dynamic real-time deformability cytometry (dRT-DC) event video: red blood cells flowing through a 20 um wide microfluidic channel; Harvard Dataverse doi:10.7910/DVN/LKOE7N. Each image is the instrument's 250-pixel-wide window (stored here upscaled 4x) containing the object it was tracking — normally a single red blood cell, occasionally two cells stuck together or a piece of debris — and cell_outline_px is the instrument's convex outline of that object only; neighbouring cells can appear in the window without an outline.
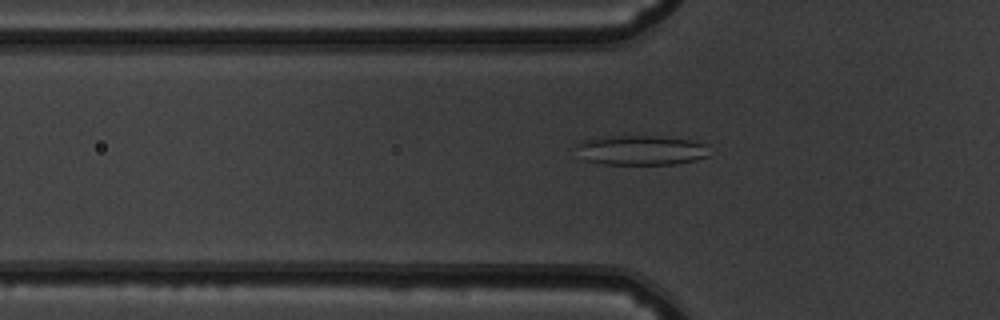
{"species": "common noctule bat (a hibernating species)", "species_latin": "Nyctalus noctula", "temperature_condition": "warm", "stored_images_in_passage": 53, "camera_frame_rate_fps": 3000, "um_per_image_px": 0.085, "animal": {"sex": "male", "body_mass_g": 19.5, "forearm_length_mm": 54.6}, "frame": {"image": 1, "passage_image": 18, "time_ms": 5.667, "image_size_px": [1000, 320], "cell_outline_px": [[708, 156], [692, 160], [672, 164], [604, 164], [584, 160], [576, 144], [584, 140], [612, 136], [656, 136], [688, 140], [708, 144]], "centroid_in_image_um": [54.5, 12.77], "position_along_channel_um": 71.3, "area_um2": 22.66}}
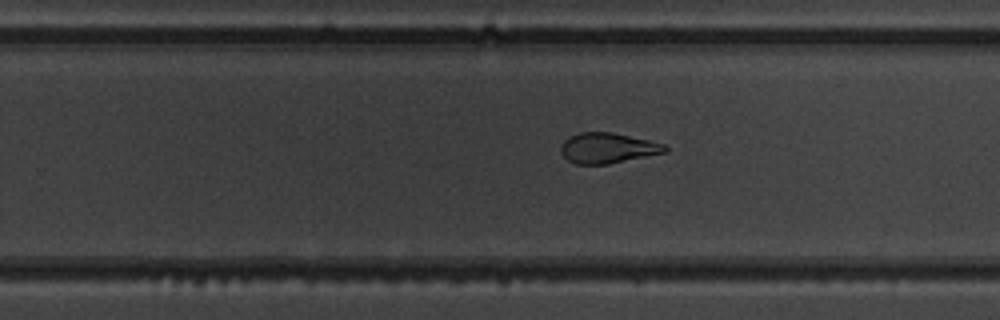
{"frame": {"image": 2, "passage_image": 34, "time_ms": 11.0, "image_size_px": [1000, 320], "cell_outline_px": [[668, 152], [608, 164], [576, 164], [568, 160], [560, 152], [560, 148], [564, 140], [568, 136], [580, 132], [612, 132], [648, 140], [664, 144], [668, 148]], "centroid_in_image_um": [51.64, 12.58], "position_along_channel_um": 278.2, "area_um2": 18.5}}
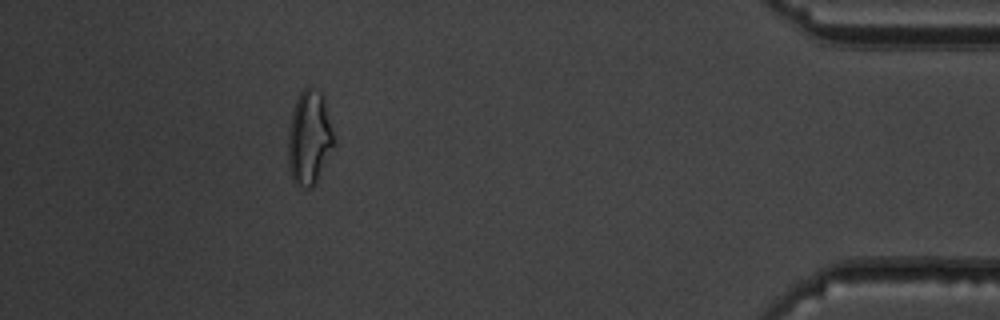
{"frame": {"image": 3, "passage_image": 48, "time_ms": 15.667, "image_size_px": [1000, 320], "cell_outline_px": [[336, 144], [312, 188], [308, 188], [296, 184], [292, 180], [288, 164], [288, 132], [292, 112], [296, 100], [300, 92], [308, 84], [312, 84], [324, 96], [336, 140]], "centroid_in_image_um": [26.31, 11.66], "position_along_channel_um": 408.9, "area_um2": 25.66}, "authors_computed_cell_mechanics": {"area_um2": 22.6576, "velocity_mm_per_s": 3.8814, "shape_relaxation_time_tau1_ms": 8.7862, "shape_relaxation_time_tau2_ms": 1.7436, "deformation_change_tau1": 0.2324, "deformation_change_tau2": 0.0989}}